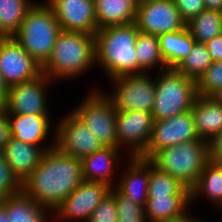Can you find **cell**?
Segmentation results:
<instances>
[{"label":"cell","mask_w":222,"mask_h":222,"mask_svg":"<svg viewBox=\"0 0 222 222\" xmlns=\"http://www.w3.org/2000/svg\"><path fill=\"white\" fill-rule=\"evenodd\" d=\"M212 63L205 43L194 42L191 52L174 69L197 82Z\"/></svg>","instance_id":"cell-30"},{"label":"cell","mask_w":222,"mask_h":222,"mask_svg":"<svg viewBox=\"0 0 222 222\" xmlns=\"http://www.w3.org/2000/svg\"><path fill=\"white\" fill-rule=\"evenodd\" d=\"M96 62L95 35L61 30L42 72L54 80L84 73Z\"/></svg>","instance_id":"cell-3"},{"label":"cell","mask_w":222,"mask_h":222,"mask_svg":"<svg viewBox=\"0 0 222 222\" xmlns=\"http://www.w3.org/2000/svg\"><path fill=\"white\" fill-rule=\"evenodd\" d=\"M190 193L191 200L196 198L197 194L205 193L222 207V164L208 161Z\"/></svg>","instance_id":"cell-27"},{"label":"cell","mask_w":222,"mask_h":222,"mask_svg":"<svg viewBox=\"0 0 222 222\" xmlns=\"http://www.w3.org/2000/svg\"><path fill=\"white\" fill-rule=\"evenodd\" d=\"M98 29L135 22L138 0H94Z\"/></svg>","instance_id":"cell-21"},{"label":"cell","mask_w":222,"mask_h":222,"mask_svg":"<svg viewBox=\"0 0 222 222\" xmlns=\"http://www.w3.org/2000/svg\"><path fill=\"white\" fill-rule=\"evenodd\" d=\"M155 78L156 95L152 115L154 121L171 118L192 109L197 97L196 81L166 69Z\"/></svg>","instance_id":"cell-6"},{"label":"cell","mask_w":222,"mask_h":222,"mask_svg":"<svg viewBox=\"0 0 222 222\" xmlns=\"http://www.w3.org/2000/svg\"><path fill=\"white\" fill-rule=\"evenodd\" d=\"M110 189L111 187L105 183L83 180L54 212L60 216L59 218H81L87 222Z\"/></svg>","instance_id":"cell-16"},{"label":"cell","mask_w":222,"mask_h":222,"mask_svg":"<svg viewBox=\"0 0 222 222\" xmlns=\"http://www.w3.org/2000/svg\"><path fill=\"white\" fill-rule=\"evenodd\" d=\"M160 51L166 68L174 69L191 52L194 38L187 27L182 30L158 36Z\"/></svg>","instance_id":"cell-23"},{"label":"cell","mask_w":222,"mask_h":222,"mask_svg":"<svg viewBox=\"0 0 222 222\" xmlns=\"http://www.w3.org/2000/svg\"><path fill=\"white\" fill-rule=\"evenodd\" d=\"M191 222H201V221H198L196 219H193ZM203 222V221H202Z\"/></svg>","instance_id":"cell-47"},{"label":"cell","mask_w":222,"mask_h":222,"mask_svg":"<svg viewBox=\"0 0 222 222\" xmlns=\"http://www.w3.org/2000/svg\"><path fill=\"white\" fill-rule=\"evenodd\" d=\"M213 62L222 61V34L205 43Z\"/></svg>","instance_id":"cell-39"},{"label":"cell","mask_w":222,"mask_h":222,"mask_svg":"<svg viewBox=\"0 0 222 222\" xmlns=\"http://www.w3.org/2000/svg\"><path fill=\"white\" fill-rule=\"evenodd\" d=\"M0 189L7 196L22 191V183L13 173L2 152H0Z\"/></svg>","instance_id":"cell-34"},{"label":"cell","mask_w":222,"mask_h":222,"mask_svg":"<svg viewBox=\"0 0 222 222\" xmlns=\"http://www.w3.org/2000/svg\"><path fill=\"white\" fill-rule=\"evenodd\" d=\"M146 73L121 76L111 79L115 82V91L108 95L116 110L145 111L152 113L156 95L155 80ZM117 86V87H116Z\"/></svg>","instance_id":"cell-8"},{"label":"cell","mask_w":222,"mask_h":222,"mask_svg":"<svg viewBox=\"0 0 222 222\" xmlns=\"http://www.w3.org/2000/svg\"><path fill=\"white\" fill-rule=\"evenodd\" d=\"M209 161L222 162V130L208 141Z\"/></svg>","instance_id":"cell-37"},{"label":"cell","mask_w":222,"mask_h":222,"mask_svg":"<svg viewBox=\"0 0 222 222\" xmlns=\"http://www.w3.org/2000/svg\"><path fill=\"white\" fill-rule=\"evenodd\" d=\"M33 4L29 0H0V31L5 37L17 33Z\"/></svg>","instance_id":"cell-29"},{"label":"cell","mask_w":222,"mask_h":222,"mask_svg":"<svg viewBox=\"0 0 222 222\" xmlns=\"http://www.w3.org/2000/svg\"><path fill=\"white\" fill-rule=\"evenodd\" d=\"M154 119L150 112L121 111L116 113L118 148L127 144L131 148L129 156H140L147 148L151 138Z\"/></svg>","instance_id":"cell-13"},{"label":"cell","mask_w":222,"mask_h":222,"mask_svg":"<svg viewBox=\"0 0 222 222\" xmlns=\"http://www.w3.org/2000/svg\"><path fill=\"white\" fill-rule=\"evenodd\" d=\"M197 95L210 96L222 87V61L213 62L196 82Z\"/></svg>","instance_id":"cell-33"},{"label":"cell","mask_w":222,"mask_h":222,"mask_svg":"<svg viewBox=\"0 0 222 222\" xmlns=\"http://www.w3.org/2000/svg\"><path fill=\"white\" fill-rule=\"evenodd\" d=\"M194 218H191L187 215V211L182 215L162 221V222H191Z\"/></svg>","instance_id":"cell-42"},{"label":"cell","mask_w":222,"mask_h":222,"mask_svg":"<svg viewBox=\"0 0 222 222\" xmlns=\"http://www.w3.org/2000/svg\"><path fill=\"white\" fill-rule=\"evenodd\" d=\"M126 174L117 184L116 190L129 198L135 204L145 207L148 201V186L150 181V160L139 156L131 157Z\"/></svg>","instance_id":"cell-18"},{"label":"cell","mask_w":222,"mask_h":222,"mask_svg":"<svg viewBox=\"0 0 222 222\" xmlns=\"http://www.w3.org/2000/svg\"><path fill=\"white\" fill-rule=\"evenodd\" d=\"M110 193L115 197L117 222H147L145 207L135 204L129 198L120 194L114 187Z\"/></svg>","instance_id":"cell-32"},{"label":"cell","mask_w":222,"mask_h":222,"mask_svg":"<svg viewBox=\"0 0 222 222\" xmlns=\"http://www.w3.org/2000/svg\"><path fill=\"white\" fill-rule=\"evenodd\" d=\"M9 85L5 82L4 78L0 74V108H4L9 94Z\"/></svg>","instance_id":"cell-40"},{"label":"cell","mask_w":222,"mask_h":222,"mask_svg":"<svg viewBox=\"0 0 222 222\" xmlns=\"http://www.w3.org/2000/svg\"><path fill=\"white\" fill-rule=\"evenodd\" d=\"M195 42L206 43L222 34V12L205 9L186 23Z\"/></svg>","instance_id":"cell-26"},{"label":"cell","mask_w":222,"mask_h":222,"mask_svg":"<svg viewBox=\"0 0 222 222\" xmlns=\"http://www.w3.org/2000/svg\"><path fill=\"white\" fill-rule=\"evenodd\" d=\"M191 195L190 190L167 172L158 169L150 161L148 196Z\"/></svg>","instance_id":"cell-31"},{"label":"cell","mask_w":222,"mask_h":222,"mask_svg":"<svg viewBox=\"0 0 222 222\" xmlns=\"http://www.w3.org/2000/svg\"><path fill=\"white\" fill-rule=\"evenodd\" d=\"M72 113L96 135L104 147H118L117 110L107 94L93 91Z\"/></svg>","instance_id":"cell-7"},{"label":"cell","mask_w":222,"mask_h":222,"mask_svg":"<svg viewBox=\"0 0 222 222\" xmlns=\"http://www.w3.org/2000/svg\"><path fill=\"white\" fill-rule=\"evenodd\" d=\"M191 112L199 139L208 142L222 130V105L211 97L197 95Z\"/></svg>","instance_id":"cell-19"},{"label":"cell","mask_w":222,"mask_h":222,"mask_svg":"<svg viewBox=\"0 0 222 222\" xmlns=\"http://www.w3.org/2000/svg\"><path fill=\"white\" fill-rule=\"evenodd\" d=\"M60 32L51 7L47 3H34L13 38L42 67L51 57Z\"/></svg>","instance_id":"cell-4"},{"label":"cell","mask_w":222,"mask_h":222,"mask_svg":"<svg viewBox=\"0 0 222 222\" xmlns=\"http://www.w3.org/2000/svg\"><path fill=\"white\" fill-rule=\"evenodd\" d=\"M135 50L138 58V74L161 64L160 70H166L157 35L138 32ZM165 67V68H164ZM146 70V71H145Z\"/></svg>","instance_id":"cell-28"},{"label":"cell","mask_w":222,"mask_h":222,"mask_svg":"<svg viewBox=\"0 0 222 222\" xmlns=\"http://www.w3.org/2000/svg\"><path fill=\"white\" fill-rule=\"evenodd\" d=\"M51 78L43 72L33 80L18 83L9 87L5 107L6 114H49L45 88Z\"/></svg>","instance_id":"cell-14"},{"label":"cell","mask_w":222,"mask_h":222,"mask_svg":"<svg viewBox=\"0 0 222 222\" xmlns=\"http://www.w3.org/2000/svg\"><path fill=\"white\" fill-rule=\"evenodd\" d=\"M154 166L191 190L209 161L208 142L185 141L160 150L149 159Z\"/></svg>","instance_id":"cell-5"},{"label":"cell","mask_w":222,"mask_h":222,"mask_svg":"<svg viewBox=\"0 0 222 222\" xmlns=\"http://www.w3.org/2000/svg\"><path fill=\"white\" fill-rule=\"evenodd\" d=\"M199 139L191 110L171 118L154 121L150 141L146 150L139 156L150 159L155 153L185 141Z\"/></svg>","instance_id":"cell-10"},{"label":"cell","mask_w":222,"mask_h":222,"mask_svg":"<svg viewBox=\"0 0 222 222\" xmlns=\"http://www.w3.org/2000/svg\"><path fill=\"white\" fill-rule=\"evenodd\" d=\"M55 147L62 153L82 159L104 146L72 112L57 126Z\"/></svg>","instance_id":"cell-11"},{"label":"cell","mask_w":222,"mask_h":222,"mask_svg":"<svg viewBox=\"0 0 222 222\" xmlns=\"http://www.w3.org/2000/svg\"><path fill=\"white\" fill-rule=\"evenodd\" d=\"M4 207L9 222H46V207L37 204L23 190L7 196ZM45 209V210H44Z\"/></svg>","instance_id":"cell-25"},{"label":"cell","mask_w":222,"mask_h":222,"mask_svg":"<svg viewBox=\"0 0 222 222\" xmlns=\"http://www.w3.org/2000/svg\"><path fill=\"white\" fill-rule=\"evenodd\" d=\"M135 22L98 29L95 33L96 62L111 79L138 74Z\"/></svg>","instance_id":"cell-2"},{"label":"cell","mask_w":222,"mask_h":222,"mask_svg":"<svg viewBox=\"0 0 222 222\" xmlns=\"http://www.w3.org/2000/svg\"><path fill=\"white\" fill-rule=\"evenodd\" d=\"M83 180L81 159L53 147L22 183V190L37 204L54 212Z\"/></svg>","instance_id":"cell-1"},{"label":"cell","mask_w":222,"mask_h":222,"mask_svg":"<svg viewBox=\"0 0 222 222\" xmlns=\"http://www.w3.org/2000/svg\"><path fill=\"white\" fill-rule=\"evenodd\" d=\"M0 222H9L4 205L0 206Z\"/></svg>","instance_id":"cell-44"},{"label":"cell","mask_w":222,"mask_h":222,"mask_svg":"<svg viewBox=\"0 0 222 222\" xmlns=\"http://www.w3.org/2000/svg\"><path fill=\"white\" fill-rule=\"evenodd\" d=\"M191 195L148 196L145 213L148 222H162L186 212Z\"/></svg>","instance_id":"cell-24"},{"label":"cell","mask_w":222,"mask_h":222,"mask_svg":"<svg viewBox=\"0 0 222 222\" xmlns=\"http://www.w3.org/2000/svg\"><path fill=\"white\" fill-rule=\"evenodd\" d=\"M7 195L0 189V206L4 205Z\"/></svg>","instance_id":"cell-45"},{"label":"cell","mask_w":222,"mask_h":222,"mask_svg":"<svg viewBox=\"0 0 222 222\" xmlns=\"http://www.w3.org/2000/svg\"><path fill=\"white\" fill-rule=\"evenodd\" d=\"M135 24L139 32L157 36L186 27L173 0L139 1Z\"/></svg>","instance_id":"cell-9"},{"label":"cell","mask_w":222,"mask_h":222,"mask_svg":"<svg viewBox=\"0 0 222 222\" xmlns=\"http://www.w3.org/2000/svg\"><path fill=\"white\" fill-rule=\"evenodd\" d=\"M10 137V123L7 114L3 108H0V152L3 151Z\"/></svg>","instance_id":"cell-38"},{"label":"cell","mask_w":222,"mask_h":222,"mask_svg":"<svg viewBox=\"0 0 222 222\" xmlns=\"http://www.w3.org/2000/svg\"><path fill=\"white\" fill-rule=\"evenodd\" d=\"M181 19L188 23L206 9L204 0H173Z\"/></svg>","instance_id":"cell-36"},{"label":"cell","mask_w":222,"mask_h":222,"mask_svg":"<svg viewBox=\"0 0 222 222\" xmlns=\"http://www.w3.org/2000/svg\"><path fill=\"white\" fill-rule=\"evenodd\" d=\"M5 38V36L2 34V32L0 31V40H3Z\"/></svg>","instance_id":"cell-46"},{"label":"cell","mask_w":222,"mask_h":222,"mask_svg":"<svg viewBox=\"0 0 222 222\" xmlns=\"http://www.w3.org/2000/svg\"><path fill=\"white\" fill-rule=\"evenodd\" d=\"M118 147H103L81 159L83 178L86 181L105 183L111 188L110 176L113 174L114 162L118 161Z\"/></svg>","instance_id":"cell-22"},{"label":"cell","mask_w":222,"mask_h":222,"mask_svg":"<svg viewBox=\"0 0 222 222\" xmlns=\"http://www.w3.org/2000/svg\"><path fill=\"white\" fill-rule=\"evenodd\" d=\"M204 4L206 9L222 12V0H204Z\"/></svg>","instance_id":"cell-41"},{"label":"cell","mask_w":222,"mask_h":222,"mask_svg":"<svg viewBox=\"0 0 222 222\" xmlns=\"http://www.w3.org/2000/svg\"><path fill=\"white\" fill-rule=\"evenodd\" d=\"M61 30L95 35L98 30L94 0H48Z\"/></svg>","instance_id":"cell-15"},{"label":"cell","mask_w":222,"mask_h":222,"mask_svg":"<svg viewBox=\"0 0 222 222\" xmlns=\"http://www.w3.org/2000/svg\"><path fill=\"white\" fill-rule=\"evenodd\" d=\"M209 97H211L216 103L222 105V87L213 92Z\"/></svg>","instance_id":"cell-43"},{"label":"cell","mask_w":222,"mask_h":222,"mask_svg":"<svg viewBox=\"0 0 222 222\" xmlns=\"http://www.w3.org/2000/svg\"><path fill=\"white\" fill-rule=\"evenodd\" d=\"M42 73V67L13 38L0 40V74L9 85L33 80Z\"/></svg>","instance_id":"cell-12"},{"label":"cell","mask_w":222,"mask_h":222,"mask_svg":"<svg viewBox=\"0 0 222 222\" xmlns=\"http://www.w3.org/2000/svg\"><path fill=\"white\" fill-rule=\"evenodd\" d=\"M87 222H117L116 201L110 192L95 208Z\"/></svg>","instance_id":"cell-35"},{"label":"cell","mask_w":222,"mask_h":222,"mask_svg":"<svg viewBox=\"0 0 222 222\" xmlns=\"http://www.w3.org/2000/svg\"><path fill=\"white\" fill-rule=\"evenodd\" d=\"M53 147L55 143L41 148V146L27 144L10 137L2 153L15 176L23 183L40 164L44 153Z\"/></svg>","instance_id":"cell-17"},{"label":"cell","mask_w":222,"mask_h":222,"mask_svg":"<svg viewBox=\"0 0 222 222\" xmlns=\"http://www.w3.org/2000/svg\"><path fill=\"white\" fill-rule=\"evenodd\" d=\"M10 136L31 145H40L48 134L50 121L48 114H7Z\"/></svg>","instance_id":"cell-20"}]
</instances>
